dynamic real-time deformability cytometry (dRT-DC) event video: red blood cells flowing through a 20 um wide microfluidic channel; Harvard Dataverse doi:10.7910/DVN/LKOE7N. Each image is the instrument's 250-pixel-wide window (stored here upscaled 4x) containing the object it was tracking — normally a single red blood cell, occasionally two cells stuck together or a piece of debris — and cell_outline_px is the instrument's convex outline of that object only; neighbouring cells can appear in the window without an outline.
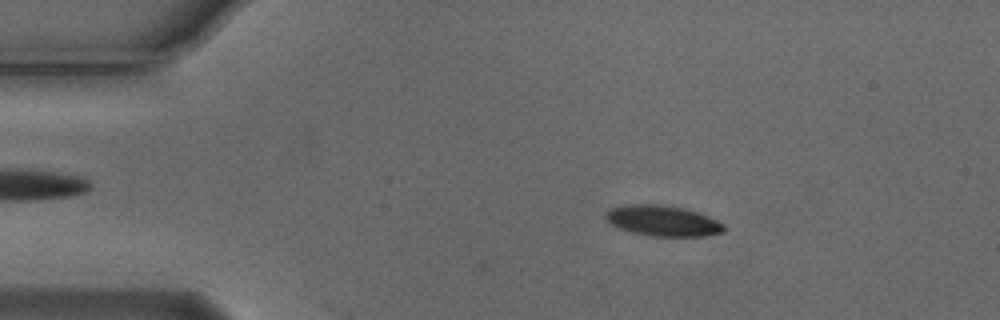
{"species": "Egyptian fruit bat (a non-hibernating species)", "species_latin": "Rousettus aegyptiacus", "temperature_condition": "cold", "stored_images_in_passage": 9, "camera_frame_rate_fps": 3000, "um_per_image_px": 0.085, "animal": {"sex": "male"}, "frame": {"image": 1, "passage_image": 9, "time_ms": 2.667, "image_size_px": [1000, 320], "cell_outline_px": [[724, 232], [704, 236], [652, 236], [632, 232], [616, 228], [604, 220], [604, 212], [612, 208], [624, 204], [660, 204], [684, 208], [708, 216], [724, 224]], "centroid_in_image_um": [56.27, 18.76], "position_along_channel_um": 28.7, "area_um2": 21.33}}